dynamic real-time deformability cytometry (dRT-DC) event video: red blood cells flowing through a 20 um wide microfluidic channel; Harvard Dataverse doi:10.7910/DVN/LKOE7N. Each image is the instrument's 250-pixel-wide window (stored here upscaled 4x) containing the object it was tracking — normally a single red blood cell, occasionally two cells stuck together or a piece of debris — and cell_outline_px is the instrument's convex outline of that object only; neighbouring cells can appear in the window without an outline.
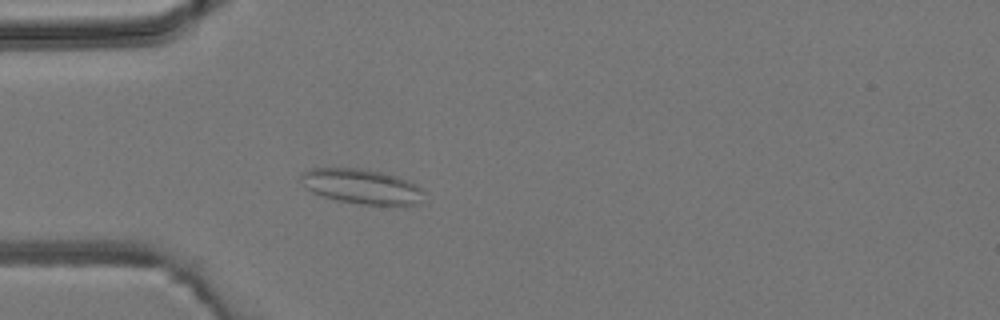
{"species": "common noctule bat (a hibernating species)", "species_latin": "Nyctalus noctula", "temperature_condition": "room temperature", "stored_images_in_passage": 3, "camera_frame_rate_fps": 3000, "um_per_image_px": 0.085, "animal": {"sex": "male", "body_mass_g": 19.2, "forearm_length_mm": 51.8}, "frame": {"image": 1, "passage_image": 3, "time_ms": 2.333, "image_size_px": [1000, 320], "cell_outline_px": [[424, 192], [420, 204], [360, 204], [336, 200], [312, 192], [304, 188], [300, 184], [300, 176], [304, 172], [312, 168], [356, 168], [380, 172], [396, 176], [408, 180], [416, 184]], "centroid_in_image_um": [30.69, 15.84], "position_along_channel_um": 54.3, "area_um2": 24.85}}